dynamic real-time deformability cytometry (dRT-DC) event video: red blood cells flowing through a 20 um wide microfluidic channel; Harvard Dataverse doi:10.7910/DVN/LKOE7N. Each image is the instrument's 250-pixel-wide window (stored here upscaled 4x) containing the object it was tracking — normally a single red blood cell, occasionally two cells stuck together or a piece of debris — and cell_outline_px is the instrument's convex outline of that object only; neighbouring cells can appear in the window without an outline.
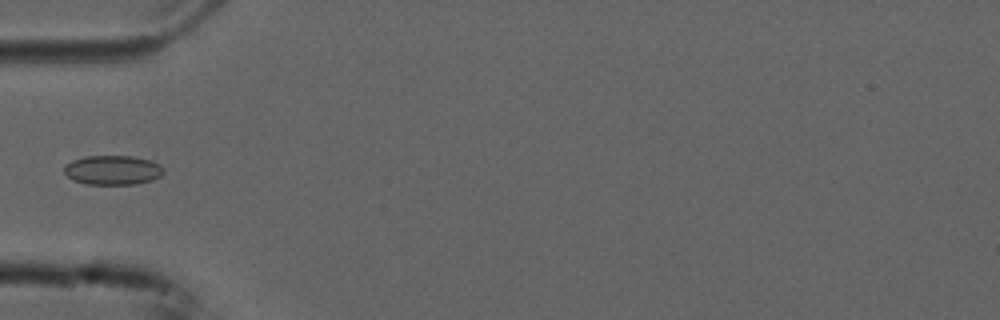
{"species": "common noctule bat (a hibernating species)", "species_latin": "Nyctalus noctula", "temperature_condition": "cold", "stored_images_in_passage": 30, "camera_frame_rate_fps": 3000, "um_per_image_px": 0.085, "animal": {"sex": "male", "forearm_length_mm": 52.5}, "frame": {"image": 1, "passage_image": 1, "time_ms": 0.0, "image_size_px": [1000, 320], "cell_outline_px": [[164, 172], [160, 176], [152, 180], [136, 184], [88, 184], [72, 180], [64, 172], [64, 164], [72, 160], [84, 156], [132, 156], [148, 160], [160, 164], [164, 168]], "centroid_in_image_um": [9.57, 14.45], "position_along_channel_um": 75.4, "area_um2": 17.11}}
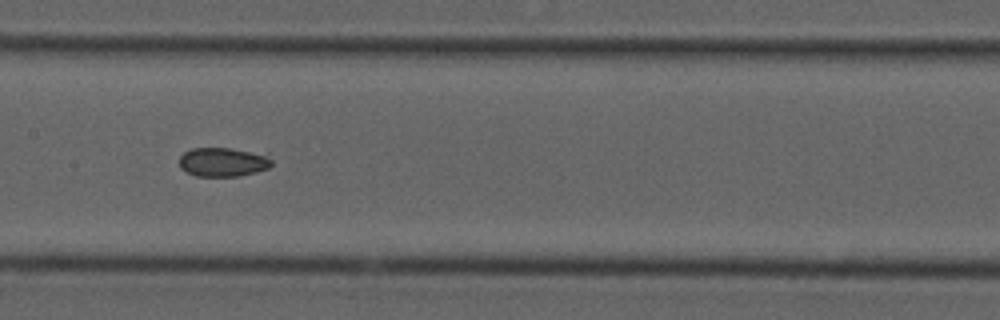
{"frame": {"image": 2, "passage_image": 10, "time_ms": 3.0, "image_size_px": [1000, 320], "cell_outline_px": [[272, 164], [268, 168], [256, 172], [240, 176], [196, 176], [180, 168], [180, 156], [184, 152], [192, 148], [228, 148], [268, 152], [272, 160]], "centroid_in_image_um": [19.03, 13.75], "position_along_channel_um": 188.4, "area_um2": 16.01}}
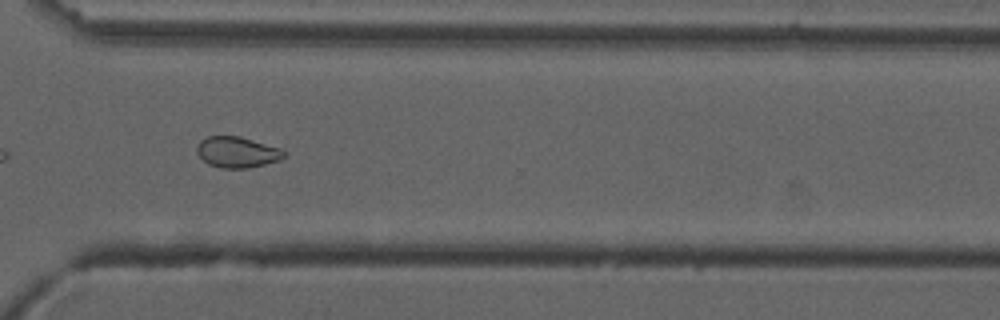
{"frame": {"image": 3, "passage_image": 23, "time_ms": 7.333, "image_size_px": [1000, 320], "cell_outline_px": [[284, 156], [280, 160], [248, 168], [220, 168], [208, 164], [196, 152], [196, 148], [200, 140], [208, 136], [240, 136], [280, 148], [284, 152]], "centroid_in_image_um": [20.13, 12.93], "position_along_channel_um": 350.5, "area_um2": 15.61}}